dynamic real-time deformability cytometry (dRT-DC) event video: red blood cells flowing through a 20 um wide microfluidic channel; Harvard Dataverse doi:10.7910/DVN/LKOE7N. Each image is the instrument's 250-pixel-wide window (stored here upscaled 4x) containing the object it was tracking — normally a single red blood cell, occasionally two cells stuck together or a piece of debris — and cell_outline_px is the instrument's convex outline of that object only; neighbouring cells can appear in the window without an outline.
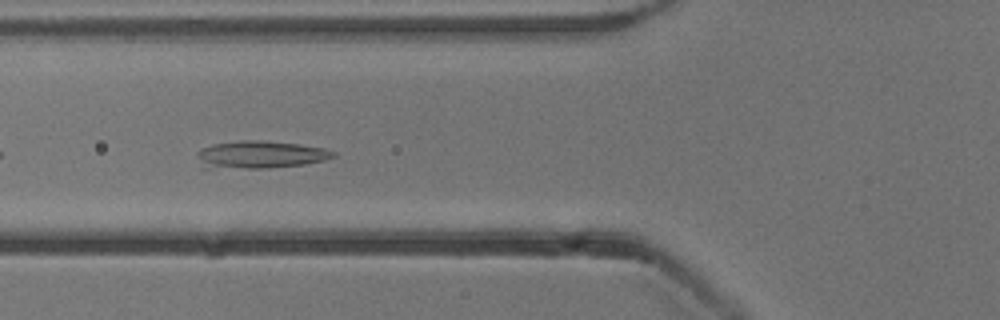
{"species": "common noctule bat (a hibernating species)", "species_latin": "Nyctalus noctula", "temperature_condition": "cold", "stored_images_in_passage": 10, "camera_frame_rate_fps": 3000, "um_per_image_px": 0.085, "animal": {"sex": "male", "body_mass_g": 13.3}, "frame": {"image": 1, "passage_image": 5, "time_ms": 1.333, "image_size_px": [1000, 320], "cell_outline_px": [[336, 156], [324, 160], [304, 164], [264, 168], [200, 168], [196, 156], [196, 152], [212, 144], [240, 140], [260, 140], [300, 144], [324, 148], [336, 152]], "centroid_in_image_um": [22.07, 13.14], "position_along_channel_um": 103.7, "area_um2": 22.02}}
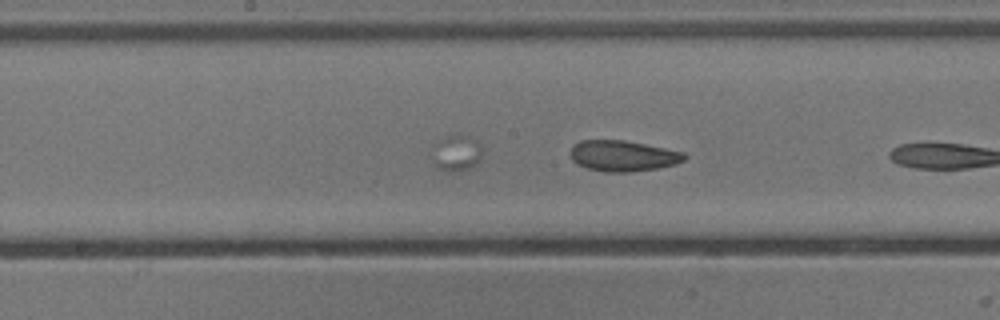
{"frame": {"image": 2, "passage_image": 10, "time_ms": 3.0, "image_size_px": [1000, 320], "cell_outline_px": [[688, 156], [684, 160], [676, 164], [656, 168], [632, 172], [604, 172], [588, 168], [576, 164], [572, 160], [572, 148], [580, 140], [624, 140], [684, 152]], "centroid_in_image_um": [52.97, 13.25], "position_along_channel_um": 195.2, "area_um2": 20.35}}